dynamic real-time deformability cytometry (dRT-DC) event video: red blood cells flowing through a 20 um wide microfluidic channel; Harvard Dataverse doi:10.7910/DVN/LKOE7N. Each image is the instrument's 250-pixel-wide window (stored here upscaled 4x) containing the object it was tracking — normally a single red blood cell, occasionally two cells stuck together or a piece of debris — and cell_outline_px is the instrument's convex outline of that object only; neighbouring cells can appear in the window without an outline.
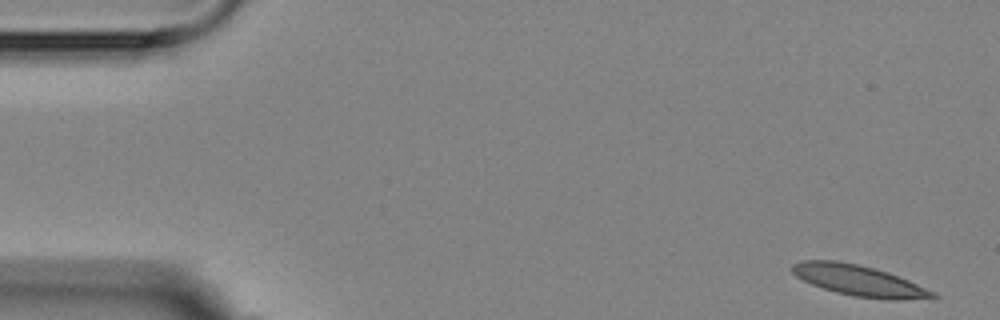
{"species": "Egyptian fruit bat (a non-hibernating species)", "species_latin": "Rousettus aegyptiacus", "temperature_condition": "room temperature", "stored_images_in_passage": 4, "camera_frame_rate_fps": 3000, "um_per_image_px": 0.085, "animal": {"sex": "female"}, "frame": {"image": 1, "passage_image": 1, "time_ms": 0.0, "image_size_px": [1000, 320], "cell_outline_px": [[940, 296], [936, 300], [888, 300], [856, 296], [836, 292], [812, 284], [796, 276], [792, 272], [792, 264], [804, 260], [836, 260], [856, 264], [888, 272], [908, 280], [936, 292]], "centroid_in_image_um": [73.13, 23.88], "position_along_channel_um": 11.9, "area_um2": 25.37}}
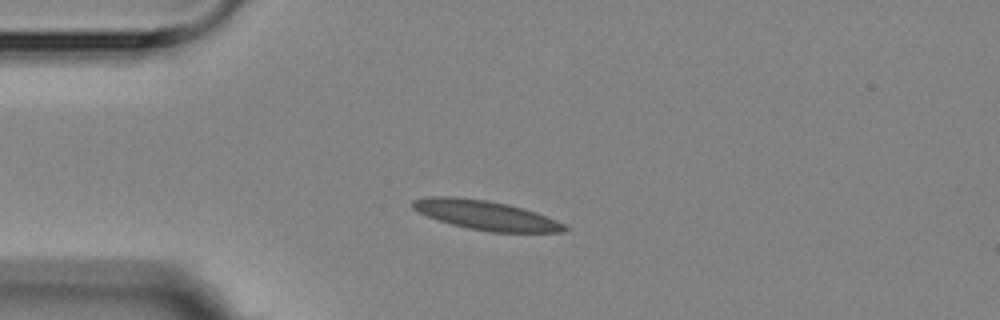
{"frame": {"image": 2, "passage_image": 4, "time_ms": 3.667, "image_size_px": [1000, 320], "cell_outline_px": [[572, 228], [564, 232], [492, 232], [468, 228], [452, 224], [428, 216], [412, 208], [412, 200], [424, 196], [456, 196], [488, 200], [508, 204], [536, 212], [556, 220]], "centroid_in_image_um": [41.31, 18.28], "position_along_channel_um": 43.7, "area_um2": 26.01}}